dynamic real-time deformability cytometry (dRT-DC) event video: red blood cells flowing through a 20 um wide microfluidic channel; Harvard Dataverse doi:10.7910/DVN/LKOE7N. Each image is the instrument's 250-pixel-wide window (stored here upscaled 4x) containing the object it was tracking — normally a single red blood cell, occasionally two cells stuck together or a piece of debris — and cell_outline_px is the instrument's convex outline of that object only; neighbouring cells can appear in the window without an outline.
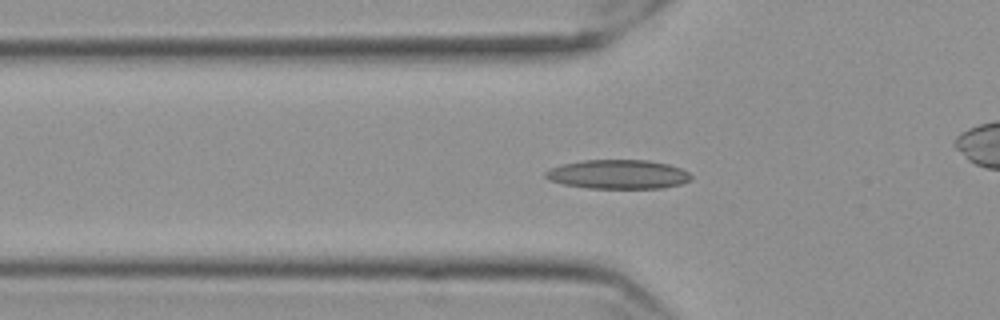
{"species": "Egyptian fruit bat (a non-hibernating species)", "species_latin": "Rousettus aegyptiacus", "temperature_condition": "cold", "stored_images_in_passage": 58, "camera_frame_rate_fps": 3000, "um_per_image_px": 0.085, "frame": {"image": 1, "passage_image": 19, "time_ms": 6.0, "image_size_px": [1000, 320], "cell_outline_px": [[692, 180], [680, 184], [660, 188], [588, 188], [564, 184], [548, 180], [544, 176], [544, 172], [548, 168], [560, 164], [584, 160], [648, 160], [668, 164], [680, 168], [688, 172], [692, 176]], "centroid_in_image_um": [52.5, 14.81], "position_along_channel_um": 73.3, "area_um2": 24.85}}
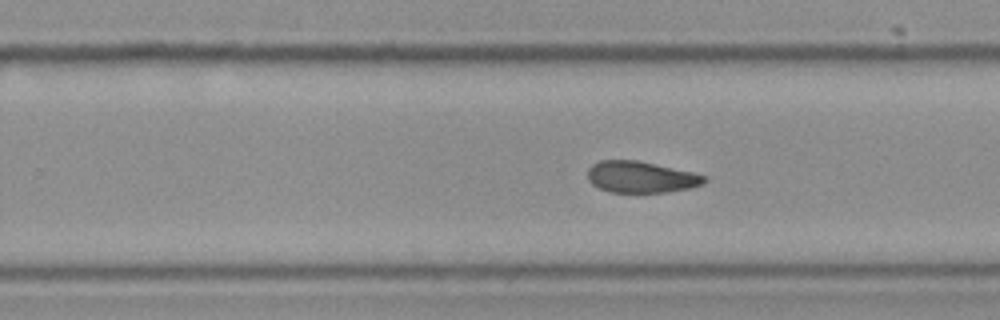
{"frame": {"image": 2, "passage_image": 36, "time_ms": 11.667, "image_size_px": [1000, 320], "cell_outline_px": [[708, 180], [704, 184], [688, 188], [664, 192], [608, 192], [592, 184], [588, 180], [588, 168], [592, 164], [600, 160], [636, 160], [692, 172], [704, 176]], "centroid_in_image_um": [54.45, 15.04], "position_along_channel_um": 275.4, "area_um2": 21.21}}
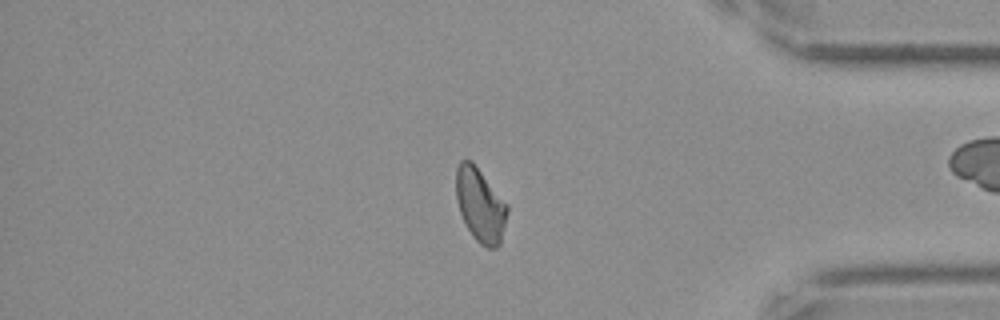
{"frame": {"image": 3, "passage_image": 48, "time_ms": 15.667, "image_size_px": [1000, 320], "cell_outline_px": [[508, 212], [500, 244], [496, 248], [488, 248], [480, 244], [472, 236], [460, 212], [456, 196], [456, 168], [460, 160], [472, 160], [508, 204]], "centroid_in_image_um": [40.83, 17.41], "position_along_channel_um": 394.4, "area_um2": 22.08}, "authors_computed_cell_mechanics": {"area_um2": 22.0218, "velocity_mm_per_s": 3.5516, "shape_relaxation_time_tau1_ms": null, "shape_relaxation_time_tau2_ms": 3.844, "deformation_change_tau1": null, "deformation_change_tau2": 0.1025}}